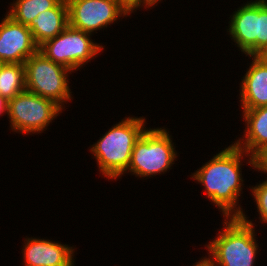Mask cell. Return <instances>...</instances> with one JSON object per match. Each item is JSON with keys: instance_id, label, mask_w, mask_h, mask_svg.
<instances>
[{"instance_id": "6da1fadb", "label": "cell", "mask_w": 267, "mask_h": 266, "mask_svg": "<svg viewBox=\"0 0 267 266\" xmlns=\"http://www.w3.org/2000/svg\"><path fill=\"white\" fill-rule=\"evenodd\" d=\"M243 156L249 158L247 163L254 168V157L232 143L197 169L191 177L202 184L207 198L216 205L215 207L225 218L241 217L244 212L237 204L243 189L244 180L241 174Z\"/></svg>"}, {"instance_id": "7a4b0ae2", "label": "cell", "mask_w": 267, "mask_h": 266, "mask_svg": "<svg viewBox=\"0 0 267 266\" xmlns=\"http://www.w3.org/2000/svg\"><path fill=\"white\" fill-rule=\"evenodd\" d=\"M243 213L241 217L225 218L223 230L216 239L204 245L209 257L202 259L209 266H254L258 243L254 223Z\"/></svg>"}, {"instance_id": "3957f363", "label": "cell", "mask_w": 267, "mask_h": 266, "mask_svg": "<svg viewBox=\"0 0 267 266\" xmlns=\"http://www.w3.org/2000/svg\"><path fill=\"white\" fill-rule=\"evenodd\" d=\"M146 119L126 117L113 125L90 147L99 171L108 179L122 178L128 169L136 141L146 131Z\"/></svg>"}, {"instance_id": "277c9868", "label": "cell", "mask_w": 267, "mask_h": 266, "mask_svg": "<svg viewBox=\"0 0 267 266\" xmlns=\"http://www.w3.org/2000/svg\"><path fill=\"white\" fill-rule=\"evenodd\" d=\"M167 129L149 128L136 141L127 171L135 177L165 173L175 164L177 151Z\"/></svg>"}, {"instance_id": "5b68a950", "label": "cell", "mask_w": 267, "mask_h": 266, "mask_svg": "<svg viewBox=\"0 0 267 266\" xmlns=\"http://www.w3.org/2000/svg\"><path fill=\"white\" fill-rule=\"evenodd\" d=\"M26 90L50 99L64 109V102L72 97L69 88L68 68L49 60L39 50L24 63Z\"/></svg>"}, {"instance_id": "8992f818", "label": "cell", "mask_w": 267, "mask_h": 266, "mask_svg": "<svg viewBox=\"0 0 267 266\" xmlns=\"http://www.w3.org/2000/svg\"><path fill=\"white\" fill-rule=\"evenodd\" d=\"M90 35L68 25L55 38L41 44L39 51L49 60L74 72L104 49V46L94 43Z\"/></svg>"}, {"instance_id": "52a82bcc", "label": "cell", "mask_w": 267, "mask_h": 266, "mask_svg": "<svg viewBox=\"0 0 267 266\" xmlns=\"http://www.w3.org/2000/svg\"><path fill=\"white\" fill-rule=\"evenodd\" d=\"M60 113L62 108L55 102L27 90L8 100L7 116L16 133H42Z\"/></svg>"}, {"instance_id": "ba28073f", "label": "cell", "mask_w": 267, "mask_h": 266, "mask_svg": "<svg viewBox=\"0 0 267 266\" xmlns=\"http://www.w3.org/2000/svg\"><path fill=\"white\" fill-rule=\"evenodd\" d=\"M69 25L92 34L131 13L118 0H66Z\"/></svg>"}, {"instance_id": "9c48e42d", "label": "cell", "mask_w": 267, "mask_h": 266, "mask_svg": "<svg viewBox=\"0 0 267 266\" xmlns=\"http://www.w3.org/2000/svg\"><path fill=\"white\" fill-rule=\"evenodd\" d=\"M38 50L31 30L6 14L0 23V62L24 64Z\"/></svg>"}, {"instance_id": "30bf717a", "label": "cell", "mask_w": 267, "mask_h": 266, "mask_svg": "<svg viewBox=\"0 0 267 266\" xmlns=\"http://www.w3.org/2000/svg\"><path fill=\"white\" fill-rule=\"evenodd\" d=\"M22 249L24 266H75V249L58 241L25 238Z\"/></svg>"}, {"instance_id": "8fae6325", "label": "cell", "mask_w": 267, "mask_h": 266, "mask_svg": "<svg viewBox=\"0 0 267 266\" xmlns=\"http://www.w3.org/2000/svg\"><path fill=\"white\" fill-rule=\"evenodd\" d=\"M230 18L227 33L235 45L249 58L256 56V1L242 5Z\"/></svg>"}, {"instance_id": "7c38bea8", "label": "cell", "mask_w": 267, "mask_h": 266, "mask_svg": "<svg viewBox=\"0 0 267 266\" xmlns=\"http://www.w3.org/2000/svg\"><path fill=\"white\" fill-rule=\"evenodd\" d=\"M240 82L241 109L267 106V65L256 56Z\"/></svg>"}, {"instance_id": "4fadbf2b", "label": "cell", "mask_w": 267, "mask_h": 266, "mask_svg": "<svg viewBox=\"0 0 267 266\" xmlns=\"http://www.w3.org/2000/svg\"><path fill=\"white\" fill-rule=\"evenodd\" d=\"M244 136L233 142L248 155L255 156L267 145V106L243 109Z\"/></svg>"}, {"instance_id": "5bb4252c", "label": "cell", "mask_w": 267, "mask_h": 266, "mask_svg": "<svg viewBox=\"0 0 267 266\" xmlns=\"http://www.w3.org/2000/svg\"><path fill=\"white\" fill-rule=\"evenodd\" d=\"M68 25V4L66 0H60L53 8L39 13L27 27L31 30L35 43L40 46L55 38Z\"/></svg>"}, {"instance_id": "9a60e30c", "label": "cell", "mask_w": 267, "mask_h": 266, "mask_svg": "<svg viewBox=\"0 0 267 266\" xmlns=\"http://www.w3.org/2000/svg\"><path fill=\"white\" fill-rule=\"evenodd\" d=\"M26 90L24 64L2 63L0 67V95L7 100Z\"/></svg>"}, {"instance_id": "2e32d148", "label": "cell", "mask_w": 267, "mask_h": 266, "mask_svg": "<svg viewBox=\"0 0 267 266\" xmlns=\"http://www.w3.org/2000/svg\"><path fill=\"white\" fill-rule=\"evenodd\" d=\"M60 0H16L7 14L16 22L28 26L39 13L53 8Z\"/></svg>"}, {"instance_id": "e0dca14e", "label": "cell", "mask_w": 267, "mask_h": 266, "mask_svg": "<svg viewBox=\"0 0 267 266\" xmlns=\"http://www.w3.org/2000/svg\"><path fill=\"white\" fill-rule=\"evenodd\" d=\"M267 48V0H256V55Z\"/></svg>"}, {"instance_id": "ac0fdd59", "label": "cell", "mask_w": 267, "mask_h": 266, "mask_svg": "<svg viewBox=\"0 0 267 266\" xmlns=\"http://www.w3.org/2000/svg\"><path fill=\"white\" fill-rule=\"evenodd\" d=\"M251 192L257 205V212L262 223L267 224V179L260 184L252 186Z\"/></svg>"}, {"instance_id": "d6986e66", "label": "cell", "mask_w": 267, "mask_h": 266, "mask_svg": "<svg viewBox=\"0 0 267 266\" xmlns=\"http://www.w3.org/2000/svg\"><path fill=\"white\" fill-rule=\"evenodd\" d=\"M254 169L267 173V145L254 156Z\"/></svg>"}, {"instance_id": "ffe728a7", "label": "cell", "mask_w": 267, "mask_h": 266, "mask_svg": "<svg viewBox=\"0 0 267 266\" xmlns=\"http://www.w3.org/2000/svg\"><path fill=\"white\" fill-rule=\"evenodd\" d=\"M131 14L144 6V0H118Z\"/></svg>"}, {"instance_id": "44dd1931", "label": "cell", "mask_w": 267, "mask_h": 266, "mask_svg": "<svg viewBox=\"0 0 267 266\" xmlns=\"http://www.w3.org/2000/svg\"><path fill=\"white\" fill-rule=\"evenodd\" d=\"M4 113H6V115L8 114V100L0 95V116Z\"/></svg>"}, {"instance_id": "7402d4cb", "label": "cell", "mask_w": 267, "mask_h": 266, "mask_svg": "<svg viewBox=\"0 0 267 266\" xmlns=\"http://www.w3.org/2000/svg\"><path fill=\"white\" fill-rule=\"evenodd\" d=\"M256 57L262 61L265 65H267V48L263 49L261 52H259Z\"/></svg>"}, {"instance_id": "603a6c76", "label": "cell", "mask_w": 267, "mask_h": 266, "mask_svg": "<svg viewBox=\"0 0 267 266\" xmlns=\"http://www.w3.org/2000/svg\"><path fill=\"white\" fill-rule=\"evenodd\" d=\"M161 0H144V7L149 9V7L153 8L155 4H158Z\"/></svg>"}, {"instance_id": "cb8c5ba5", "label": "cell", "mask_w": 267, "mask_h": 266, "mask_svg": "<svg viewBox=\"0 0 267 266\" xmlns=\"http://www.w3.org/2000/svg\"><path fill=\"white\" fill-rule=\"evenodd\" d=\"M192 266H209L202 258Z\"/></svg>"}]
</instances>
